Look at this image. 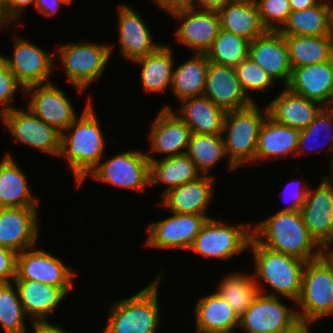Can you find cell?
I'll use <instances>...</instances> for the list:
<instances>
[{
    "mask_svg": "<svg viewBox=\"0 0 333 333\" xmlns=\"http://www.w3.org/2000/svg\"><path fill=\"white\" fill-rule=\"evenodd\" d=\"M86 100L80 116L61 133L58 157L66 161V167L73 173L77 187L98 166L107 147L105 133L90 95Z\"/></svg>",
    "mask_w": 333,
    "mask_h": 333,
    "instance_id": "1",
    "label": "cell"
},
{
    "mask_svg": "<svg viewBox=\"0 0 333 333\" xmlns=\"http://www.w3.org/2000/svg\"><path fill=\"white\" fill-rule=\"evenodd\" d=\"M159 271L151 282L130 297L109 302L103 326L106 333H158L163 315L159 288L166 272Z\"/></svg>",
    "mask_w": 333,
    "mask_h": 333,
    "instance_id": "2",
    "label": "cell"
},
{
    "mask_svg": "<svg viewBox=\"0 0 333 333\" xmlns=\"http://www.w3.org/2000/svg\"><path fill=\"white\" fill-rule=\"evenodd\" d=\"M265 219V220H264ZM252 223V237L262 246L309 262L321 257V246L309 234L301 211H280Z\"/></svg>",
    "mask_w": 333,
    "mask_h": 333,
    "instance_id": "3",
    "label": "cell"
},
{
    "mask_svg": "<svg viewBox=\"0 0 333 333\" xmlns=\"http://www.w3.org/2000/svg\"><path fill=\"white\" fill-rule=\"evenodd\" d=\"M248 252L252 254V273L259 293L296 302L301 293L302 274L306 262L266 248L253 237L249 242ZM260 281H263V287L265 284V287H268L262 288Z\"/></svg>",
    "mask_w": 333,
    "mask_h": 333,
    "instance_id": "4",
    "label": "cell"
},
{
    "mask_svg": "<svg viewBox=\"0 0 333 333\" xmlns=\"http://www.w3.org/2000/svg\"><path fill=\"white\" fill-rule=\"evenodd\" d=\"M114 47L113 43H94L93 40L59 44L55 51V68L57 62L61 63L60 69L64 70L67 82L76 93L84 94L105 74Z\"/></svg>",
    "mask_w": 333,
    "mask_h": 333,
    "instance_id": "5",
    "label": "cell"
},
{
    "mask_svg": "<svg viewBox=\"0 0 333 333\" xmlns=\"http://www.w3.org/2000/svg\"><path fill=\"white\" fill-rule=\"evenodd\" d=\"M260 105L257 102L226 113L222 137L228 160L238 170L246 165L255 166L259 131L268 115L266 106Z\"/></svg>",
    "mask_w": 333,
    "mask_h": 333,
    "instance_id": "6",
    "label": "cell"
},
{
    "mask_svg": "<svg viewBox=\"0 0 333 333\" xmlns=\"http://www.w3.org/2000/svg\"><path fill=\"white\" fill-rule=\"evenodd\" d=\"M251 238L252 221L230 225L227 220L212 217L203 224L189 251L209 260L227 262L248 252Z\"/></svg>",
    "mask_w": 333,
    "mask_h": 333,
    "instance_id": "7",
    "label": "cell"
},
{
    "mask_svg": "<svg viewBox=\"0 0 333 333\" xmlns=\"http://www.w3.org/2000/svg\"><path fill=\"white\" fill-rule=\"evenodd\" d=\"M296 309L300 322L322 323L333 315V270L322 257L306 262Z\"/></svg>",
    "mask_w": 333,
    "mask_h": 333,
    "instance_id": "8",
    "label": "cell"
},
{
    "mask_svg": "<svg viewBox=\"0 0 333 333\" xmlns=\"http://www.w3.org/2000/svg\"><path fill=\"white\" fill-rule=\"evenodd\" d=\"M105 155L98 166L78 186L88 178L108 184L114 188L144 193L150 187V164L144 150H125L114 156ZM84 183V184H83Z\"/></svg>",
    "mask_w": 333,
    "mask_h": 333,
    "instance_id": "9",
    "label": "cell"
},
{
    "mask_svg": "<svg viewBox=\"0 0 333 333\" xmlns=\"http://www.w3.org/2000/svg\"><path fill=\"white\" fill-rule=\"evenodd\" d=\"M0 120L15 143L34 148L47 156L59 157L61 133L47 125L27 106L5 112Z\"/></svg>",
    "mask_w": 333,
    "mask_h": 333,
    "instance_id": "10",
    "label": "cell"
},
{
    "mask_svg": "<svg viewBox=\"0 0 333 333\" xmlns=\"http://www.w3.org/2000/svg\"><path fill=\"white\" fill-rule=\"evenodd\" d=\"M299 322L295 301L259 293L240 317L239 328L243 333H284Z\"/></svg>",
    "mask_w": 333,
    "mask_h": 333,
    "instance_id": "11",
    "label": "cell"
},
{
    "mask_svg": "<svg viewBox=\"0 0 333 333\" xmlns=\"http://www.w3.org/2000/svg\"><path fill=\"white\" fill-rule=\"evenodd\" d=\"M35 245L25 249L16 257L15 280H32L64 289L68 294L74 291L77 271L51 251ZM51 252V253H50Z\"/></svg>",
    "mask_w": 333,
    "mask_h": 333,
    "instance_id": "12",
    "label": "cell"
},
{
    "mask_svg": "<svg viewBox=\"0 0 333 333\" xmlns=\"http://www.w3.org/2000/svg\"><path fill=\"white\" fill-rule=\"evenodd\" d=\"M13 35V52L4 59L17 81L27 88L32 85L52 82L55 76V52H49L26 37ZM44 48V49H43ZM54 76H53V75Z\"/></svg>",
    "mask_w": 333,
    "mask_h": 333,
    "instance_id": "13",
    "label": "cell"
},
{
    "mask_svg": "<svg viewBox=\"0 0 333 333\" xmlns=\"http://www.w3.org/2000/svg\"><path fill=\"white\" fill-rule=\"evenodd\" d=\"M163 219L146 226L147 237L143 246L159 250L189 251L210 215L178 214L170 212Z\"/></svg>",
    "mask_w": 333,
    "mask_h": 333,
    "instance_id": "14",
    "label": "cell"
},
{
    "mask_svg": "<svg viewBox=\"0 0 333 333\" xmlns=\"http://www.w3.org/2000/svg\"><path fill=\"white\" fill-rule=\"evenodd\" d=\"M134 8L125 2L118 4L116 9L118 54L122 60L130 63L155 52L163 45L162 42H156L146 19Z\"/></svg>",
    "mask_w": 333,
    "mask_h": 333,
    "instance_id": "15",
    "label": "cell"
},
{
    "mask_svg": "<svg viewBox=\"0 0 333 333\" xmlns=\"http://www.w3.org/2000/svg\"><path fill=\"white\" fill-rule=\"evenodd\" d=\"M65 93L53 81L32 85L25 88L24 96L30 98L25 106L47 125L62 133L79 116Z\"/></svg>",
    "mask_w": 333,
    "mask_h": 333,
    "instance_id": "16",
    "label": "cell"
},
{
    "mask_svg": "<svg viewBox=\"0 0 333 333\" xmlns=\"http://www.w3.org/2000/svg\"><path fill=\"white\" fill-rule=\"evenodd\" d=\"M179 25L175 41L192 53L206 54L221 30L218 12L199 8L177 11L170 15Z\"/></svg>",
    "mask_w": 333,
    "mask_h": 333,
    "instance_id": "17",
    "label": "cell"
},
{
    "mask_svg": "<svg viewBox=\"0 0 333 333\" xmlns=\"http://www.w3.org/2000/svg\"><path fill=\"white\" fill-rule=\"evenodd\" d=\"M151 122L146 138L149 144L146 155L149 160H157L158 155L164 154L165 158L187 152L192 132L172 109L161 108Z\"/></svg>",
    "mask_w": 333,
    "mask_h": 333,
    "instance_id": "18",
    "label": "cell"
},
{
    "mask_svg": "<svg viewBox=\"0 0 333 333\" xmlns=\"http://www.w3.org/2000/svg\"><path fill=\"white\" fill-rule=\"evenodd\" d=\"M39 212L40 208H0V246L19 254L39 245Z\"/></svg>",
    "mask_w": 333,
    "mask_h": 333,
    "instance_id": "19",
    "label": "cell"
},
{
    "mask_svg": "<svg viewBox=\"0 0 333 333\" xmlns=\"http://www.w3.org/2000/svg\"><path fill=\"white\" fill-rule=\"evenodd\" d=\"M320 178L317 186L311 185L300 211L309 234L322 247L333 244V186Z\"/></svg>",
    "mask_w": 333,
    "mask_h": 333,
    "instance_id": "20",
    "label": "cell"
},
{
    "mask_svg": "<svg viewBox=\"0 0 333 333\" xmlns=\"http://www.w3.org/2000/svg\"><path fill=\"white\" fill-rule=\"evenodd\" d=\"M215 176L202 175L198 179L170 189L156 205L178 214L209 215L208 207L216 194Z\"/></svg>",
    "mask_w": 333,
    "mask_h": 333,
    "instance_id": "21",
    "label": "cell"
},
{
    "mask_svg": "<svg viewBox=\"0 0 333 333\" xmlns=\"http://www.w3.org/2000/svg\"><path fill=\"white\" fill-rule=\"evenodd\" d=\"M276 83L287 87L292 74L289 49L279 32L267 31L250 42L249 55Z\"/></svg>",
    "mask_w": 333,
    "mask_h": 333,
    "instance_id": "22",
    "label": "cell"
},
{
    "mask_svg": "<svg viewBox=\"0 0 333 333\" xmlns=\"http://www.w3.org/2000/svg\"><path fill=\"white\" fill-rule=\"evenodd\" d=\"M203 96L226 112L244 109L254 103L244 93L234 67L212 62H209Z\"/></svg>",
    "mask_w": 333,
    "mask_h": 333,
    "instance_id": "23",
    "label": "cell"
},
{
    "mask_svg": "<svg viewBox=\"0 0 333 333\" xmlns=\"http://www.w3.org/2000/svg\"><path fill=\"white\" fill-rule=\"evenodd\" d=\"M12 154L7 151L0 159V208H39L41 198L31 190L28 173Z\"/></svg>",
    "mask_w": 333,
    "mask_h": 333,
    "instance_id": "24",
    "label": "cell"
},
{
    "mask_svg": "<svg viewBox=\"0 0 333 333\" xmlns=\"http://www.w3.org/2000/svg\"><path fill=\"white\" fill-rule=\"evenodd\" d=\"M277 94L266 104L268 116L290 128L305 129L324 108L321 103L294 93L287 87Z\"/></svg>",
    "mask_w": 333,
    "mask_h": 333,
    "instance_id": "25",
    "label": "cell"
},
{
    "mask_svg": "<svg viewBox=\"0 0 333 333\" xmlns=\"http://www.w3.org/2000/svg\"><path fill=\"white\" fill-rule=\"evenodd\" d=\"M301 130L280 124L268 115L258 137L255 165L296 157Z\"/></svg>",
    "mask_w": 333,
    "mask_h": 333,
    "instance_id": "26",
    "label": "cell"
},
{
    "mask_svg": "<svg viewBox=\"0 0 333 333\" xmlns=\"http://www.w3.org/2000/svg\"><path fill=\"white\" fill-rule=\"evenodd\" d=\"M287 88L328 107L333 98V59L293 68Z\"/></svg>",
    "mask_w": 333,
    "mask_h": 333,
    "instance_id": "27",
    "label": "cell"
},
{
    "mask_svg": "<svg viewBox=\"0 0 333 333\" xmlns=\"http://www.w3.org/2000/svg\"><path fill=\"white\" fill-rule=\"evenodd\" d=\"M21 304L32 322L49 321L69 295L64 289L32 280H14Z\"/></svg>",
    "mask_w": 333,
    "mask_h": 333,
    "instance_id": "28",
    "label": "cell"
},
{
    "mask_svg": "<svg viewBox=\"0 0 333 333\" xmlns=\"http://www.w3.org/2000/svg\"><path fill=\"white\" fill-rule=\"evenodd\" d=\"M178 104L177 110L173 105L170 106V103L162 108L172 109L192 133L222 134L227 112L216 106L209 98L204 96L187 98Z\"/></svg>",
    "mask_w": 333,
    "mask_h": 333,
    "instance_id": "29",
    "label": "cell"
},
{
    "mask_svg": "<svg viewBox=\"0 0 333 333\" xmlns=\"http://www.w3.org/2000/svg\"><path fill=\"white\" fill-rule=\"evenodd\" d=\"M172 46L163 43L155 52L133 61L141 67L139 81L144 93L162 96L170 92L176 54Z\"/></svg>",
    "mask_w": 333,
    "mask_h": 333,
    "instance_id": "30",
    "label": "cell"
},
{
    "mask_svg": "<svg viewBox=\"0 0 333 333\" xmlns=\"http://www.w3.org/2000/svg\"><path fill=\"white\" fill-rule=\"evenodd\" d=\"M213 292V293H212ZM198 297L193 306L195 328L199 333H213L239 327L240 317L215 291Z\"/></svg>",
    "mask_w": 333,
    "mask_h": 333,
    "instance_id": "31",
    "label": "cell"
},
{
    "mask_svg": "<svg viewBox=\"0 0 333 333\" xmlns=\"http://www.w3.org/2000/svg\"><path fill=\"white\" fill-rule=\"evenodd\" d=\"M218 15L221 29L250 42L267 32L254 0H233L220 9Z\"/></svg>",
    "mask_w": 333,
    "mask_h": 333,
    "instance_id": "32",
    "label": "cell"
},
{
    "mask_svg": "<svg viewBox=\"0 0 333 333\" xmlns=\"http://www.w3.org/2000/svg\"><path fill=\"white\" fill-rule=\"evenodd\" d=\"M150 187L165 185L161 198L170 189L184 185L202 176L190 157L184 153L176 156L149 160Z\"/></svg>",
    "mask_w": 333,
    "mask_h": 333,
    "instance_id": "33",
    "label": "cell"
},
{
    "mask_svg": "<svg viewBox=\"0 0 333 333\" xmlns=\"http://www.w3.org/2000/svg\"><path fill=\"white\" fill-rule=\"evenodd\" d=\"M173 70L171 90L178 103L187 98L203 96L209 60L206 54L192 53Z\"/></svg>",
    "mask_w": 333,
    "mask_h": 333,
    "instance_id": "34",
    "label": "cell"
},
{
    "mask_svg": "<svg viewBox=\"0 0 333 333\" xmlns=\"http://www.w3.org/2000/svg\"><path fill=\"white\" fill-rule=\"evenodd\" d=\"M186 154L202 175L216 176L211 173V170L224 159L227 161L224 164L227 171L236 172L238 170L227 160L222 134L192 133Z\"/></svg>",
    "mask_w": 333,
    "mask_h": 333,
    "instance_id": "35",
    "label": "cell"
},
{
    "mask_svg": "<svg viewBox=\"0 0 333 333\" xmlns=\"http://www.w3.org/2000/svg\"><path fill=\"white\" fill-rule=\"evenodd\" d=\"M278 32L282 35H332L331 4L319 2L307 9L291 11Z\"/></svg>",
    "mask_w": 333,
    "mask_h": 333,
    "instance_id": "36",
    "label": "cell"
},
{
    "mask_svg": "<svg viewBox=\"0 0 333 333\" xmlns=\"http://www.w3.org/2000/svg\"><path fill=\"white\" fill-rule=\"evenodd\" d=\"M292 69L333 59V36L283 35Z\"/></svg>",
    "mask_w": 333,
    "mask_h": 333,
    "instance_id": "37",
    "label": "cell"
},
{
    "mask_svg": "<svg viewBox=\"0 0 333 333\" xmlns=\"http://www.w3.org/2000/svg\"><path fill=\"white\" fill-rule=\"evenodd\" d=\"M233 271L221 277L218 288L214 291L241 317L259 294V290L252 272Z\"/></svg>",
    "mask_w": 333,
    "mask_h": 333,
    "instance_id": "38",
    "label": "cell"
},
{
    "mask_svg": "<svg viewBox=\"0 0 333 333\" xmlns=\"http://www.w3.org/2000/svg\"><path fill=\"white\" fill-rule=\"evenodd\" d=\"M325 142H324V141ZM333 155V111L324 107L315 119L301 130L296 157L313 153ZM303 155V156H302Z\"/></svg>",
    "mask_w": 333,
    "mask_h": 333,
    "instance_id": "39",
    "label": "cell"
},
{
    "mask_svg": "<svg viewBox=\"0 0 333 333\" xmlns=\"http://www.w3.org/2000/svg\"><path fill=\"white\" fill-rule=\"evenodd\" d=\"M27 321V323H26ZM26 315L14 282L0 283V327L4 333H30Z\"/></svg>",
    "mask_w": 333,
    "mask_h": 333,
    "instance_id": "40",
    "label": "cell"
},
{
    "mask_svg": "<svg viewBox=\"0 0 333 333\" xmlns=\"http://www.w3.org/2000/svg\"><path fill=\"white\" fill-rule=\"evenodd\" d=\"M249 46V40L221 29L206 55L209 62L235 67L249 55Z\"/></svg>",
    "mask_w": 333,
    "mask_h": 333,
    "instance_id": "41",
    "label": "cell"
},
{
    "mask_svg": "<svg viewBox=\"0 0 333 333\" xmlns=\"http://www.w3.org/2000/svg\"><path fill=\"white\" fill-rule=\"evenodd\" d=\"M234 68L244 93L254 103H257V100L252 96L253 92L268 94L269 89L274 86L276 88L277 83L250 56H247Z\"/></svg>",
    "mask_w": 333,
    "mask_h": 333,
    "instance_id": "42",
    "label": "cell"
},
{
    "mask_svg": "<svg viewBox=\"0 0 333 333\" xmlns=\"http://www.w3.org/2000/svg\"><path fill=\"white\" fill-rule=\"evenodd\" d=\"M260 20L267 31L278 32L291 13L289 0H254Z\"/></svg>",
    "mask_w": 333,
    "mask_h": 333,
    "instance_id": "43",
    "label": "cell"
},
{
    "mask_svg": "<svg viewBox=\"0 0 333 333\" xmlns=\"http://www.w3.org/2000/svg\"><path fill=\"white\" fill-rule=\"evenodd\" d=\"M24 91L25 88L17 81L0 51V117L16 108V105H13L16 102L15 97L17 98L20 92L24 96Z\"/></svg>",
    "mask_w": 333,
    "mask_h": 333,
    "instance_id": "44",
    "label": "cell"
},
{
    "mask_svg": "<svg viewBox=\"0 0 333 333\" xmlns=\"http://www.w3.org/2000/svg\"><path fill=\"white\" fill-rule=\"evenodd\" d=\"M310 187L311 184L309 185L308 182L301 177L300 179H291L290 181H287L282 190L283 192H281V195L279 196H283L284 198L286 196L287 198L288 195V198H285L288 202L285 201V206L281 208L280 211H300L306 201V195L308 194Z\"/></svg>",
    "mask_w": 333,
    "mask_h": 333,
    "instance_id": "45",
    "label": "cell"
},
{
    "mask_svg": "<svg viewBox=\"0 0 333 333\" xmlns=\"http://www.w3.org/2000/svg\"><path fill=\"white\" fill-rule=\"evenodd\" d=\"M17 253L0 246V283H11L16 278Z\"/></svg>",
    "mask_w": 333,
    "mask_h": 333,
    "instance_id": "46",
    "label": "cell"
},
{
    "mask_svg": "<svg viewBox=\"0 0 333 333\" xmlns=\"http://www.w3.org/2000/svg\"><path fill=\"white\" fill-rule=\"evenodd\" d=\"M35 0H0V10L10 15L19 26H23V15L28 11L29 6L34 7Z\"/></svg>",
    "mask_w": 333,
    "mask_h": 333,
    "instance_id": "47",
    "label": "cell"
},
{
    "mask_svg": "<svg viewBox=\"0 0 333 333\" xmlns=\"http://www.w3.org/2000/svg\"><path fill=\"white\" fill-rule=\"evenodd\" d=\"M153 4L167 15L181 10L197 8V0H153Z\"/></svg>",
    "mask_w": 333,
    "mask_h": 333,
    "instance_id": "48",
    "label": "cell"
},
{
    "mask_svg": "<svg viewBox=\"0 0 333 333\" xmlns=\"http://www.w3.org/2000/svg\"><path fill=\"white\" fill-rule=\"evenodd\" d=\"M70 4L65 0H35L34 7L38 15L41 14L47 18L55 17L56 14L62 11V6Z\"/></svg>",
    "mask_w": 333,
    "mask_h": 333,
    "instance_id": "49",
    "label": "cell"
},
{
    "mask_svg": "<svg viewBox=\"0 0 333 333\" xmlns=\"http://www.w3.org/2000/svg\"><path fill=\"white\" fill-rule=\"evenodd\" d=\"M32 333H72L68 328H64L59 323H52V321H34L30 324Z\"/></svg>",
    "mask_w": 333,
    "mask_h": 333,
    "instance_id": "50",
    "label": "cell"
},
{
    "mask_svg": "<svg viewBox=\"0 0 333 333\" xmlns=\"http://www.w3.org/2000/svg\"><path fill=\"white\" fill-rule=\"evenodd\" d=\"M233 0H197V8L218 12Z\"/></svg>",
    "mask_w": 333,
    "mask_h": 333,
    "instance_id": "51",
    "label": "cell"
},
{
    "mask_svg": "<svg viewBox=\"0 0 333 333\" xmlns=\"http://www.w3.org/2000/svg\"><path fill=\"white\" fill-rule=\"evenodd\" d=\"M319 0H289L291 11L307 9L317 5Z\"/></svg>",
    "mask_w": 333,
    "mask_h": 333,
    "instance_id": "52",
    "label": "cell"
},
{
    "mask_svg": "<svg viewBox=\"0 0 333 333\" xmlns=\"http://www.w3.org/2000/svg\"><path fill=\"white\" fill-rule=\"evenodd\" d=\"M15 24L19 25L10 15L0 10V32L11 28L12 25L15 26Z\"/></svg>",
    "mask_w": 333,
    "mask_h": 333,
    "instance_id": "53",
    "label": "cell"
},
{
    "mask_svg": "<svg viewBox=\"0 0 333 333\" xmlns=\"http://www.w3.org/2000/svg\"><path fill=\"white\" fill-rule=\"evenodd\" d=\"M321 257L333 270V244L322 246Z\"/></svg>",
    "mask_w": 333,
    "mask_h": 333,
    "instance_id": "54",
    "label": "cell"
},
{
    "mask_svg": "<svg viewBox=\"0 0 333 333\" xmlns=\"http://www.w3.org/2000/svg\"><path fill=\"white\" fill-rule=\"evenodd\" d=\"M315 323L299 322L293 329L284 333H312Z\"/></svg>",
    "mask_w": 333,
    "mask_h": 333,
    "instance_id": "55",
    "label": "cell"
},
{
    "mask_svg": "<svg viewBox=\"0 0 333 333\" xmlns=\"http://www.w3.org/2000/svg\"><path fill=\"white\" fill-rule=\"evenodd\" d=\"M328 162H330L329 163L330 169H328L329 171L326 172L328 175L327 174L324 175L323 173L322 177L333 186V155L329 158Z\"/></svg>",
    "mask_w": 333,
    "mask_h": 333,
    "instance_id": "56",
    "label": "cell"
},
{
    "mask_svg": "<svg viewBox=\"0 0 333 333\" xmlns=\"http://www.w3.org/2000/svg\"><path fill=\"white\" fill-rule=\"evenodd\" d=\"M213 333H243V332L238 327V328L231 329V330L217 331V332H213Z\"/></svg>",
    "mask_w": 333,
    "mask_h": 333,
    "instance_id": "57",
    "label": "cell"
},
{
    "mask_svg": "<svg viewBox=\"0 0 333 333\" xmlns=\"http://www.w3.org/2000/svg\"><path fill=\"white\" fill-rule=\"evenodd\" d=\"M331 22H332V36H333V4H331Z\"/></svg>",
    "mask_w": 333,
    "mask_h": 333,
    "instance_id": "58",
    "label": "cell"
},
{
    "mask_svg": "<svg viewBox=\"0 0 333 333\" xmlns=\"http://www.w3.org/2000/svg\"><path fill=\"white\" fill-rule=\"evenodd\" d=\"M320 2H325L328 4H333V0H319Z\"/></svg>",
    "mask_w": 333,
    "mask_h": 333,
    "instance_id": "59",
    "label": "cell"
},
{
    "mask_svg": "<svg viewBox=\"0 0 333 333\" xmlns=\"http://www.w3.org/2000/svg\"><path fill=\"white\" fill-rule=\"evenodd\" d=\"M328 107L333 111V98H332V101H331V103Z\"/></svg>",
    "mask_w": 333,
    "mask_h": 333,
    "instance_id": "60",
    "label": "cell"
},
{
    "mask_svg": "<svg viewBox=\"0 0 333 333\" xmlns=\"http://www.w3.org/2000/svg\"><path fill=\"white\" fill-rule=\"evenodd\" d=\"M65 1H67L71 6H72V2L74 1V0H65Z\"/></svg>",
    "mask_w": 333,
    "mask_h": 333,
    "instance_id": "61",
    "label": "cell"
}]
</instances>
